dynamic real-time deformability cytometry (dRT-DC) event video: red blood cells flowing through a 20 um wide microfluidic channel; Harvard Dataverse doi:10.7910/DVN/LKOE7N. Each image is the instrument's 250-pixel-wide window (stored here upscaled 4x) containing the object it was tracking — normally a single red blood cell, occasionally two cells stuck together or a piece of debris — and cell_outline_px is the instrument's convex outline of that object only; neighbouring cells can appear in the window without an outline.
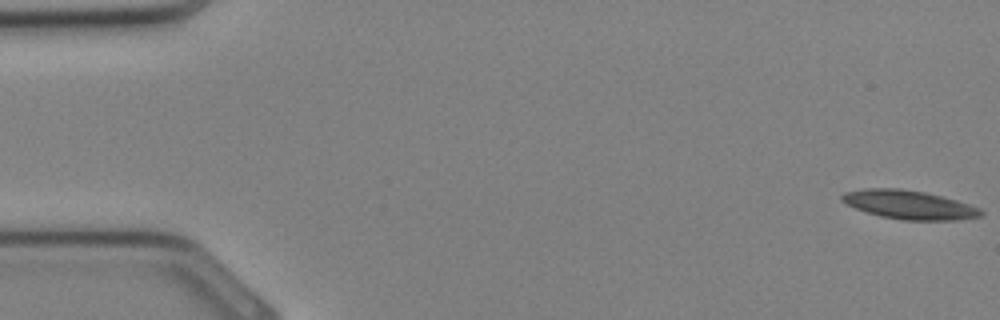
{"species": "Egyptian fruit bat (a non-hibernating species)", "species_latin": "Rousettus aegyptiacus", "temperature_condition": "cold", "stored_images_in_passage": 5, "camera_frame_rate_fps": 3000, "um_per_image_px": 0.085, "animal": {"sex": "female"}, "frame": {"image": 1, "passage_image": 1, "time_ms": 0.0, "image_size_px": [1000, 320], "cell_outline_px": [[984, 212], [980, 216], [960, 220], [904, 220], [880, 216], [856, 208], [840, 200], [840, 196], [844, 192], [864, 188], [900, 188], [924, 192], [956, 200], [980, 208]], "centroid_in_image_um": [77.27, 17.4], "position_along_channel_um": 7.7, "area_um2": 23.18}}